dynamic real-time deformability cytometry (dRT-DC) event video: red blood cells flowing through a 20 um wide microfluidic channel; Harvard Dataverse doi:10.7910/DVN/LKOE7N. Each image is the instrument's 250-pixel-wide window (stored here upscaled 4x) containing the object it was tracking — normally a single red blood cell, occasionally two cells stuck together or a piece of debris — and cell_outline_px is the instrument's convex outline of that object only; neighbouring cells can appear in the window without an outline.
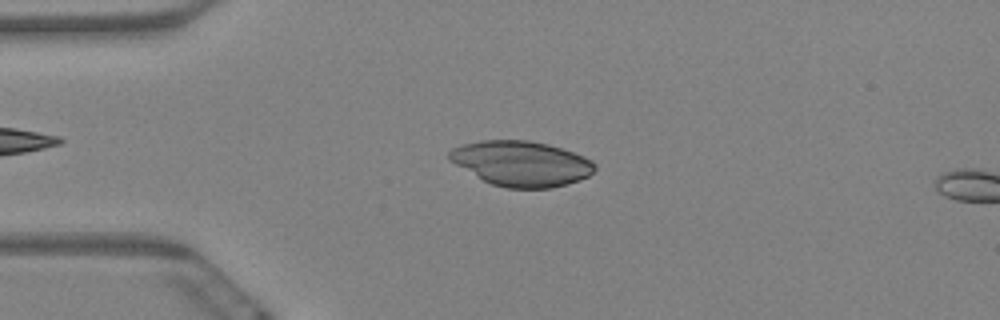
{"species": "Egyptian fruit bat (a non-hibernating species)", "species_latin": "Rousettus aegyptiacus", "temperature_condition": "warm", "stored_images_in_passage": 5, "camera_frame_rate_fps": 3000, "um_per_image_px": 0.085, "animal": {"sex": "female"}, "frame": {"image": 1, "passage_image": 3, "time_ms": 0.667, "image_size_px": [1000, 320], "cell_outline_px": [[596, 168], [588, 176], [580, 180], [568, 184], [552, 188], [504, 188], [492, 184], [484, 180], [448, 160], [448, 152], [452, 148], [460, 144], [480, 140], [528, 140], [548, 144], [584, 156], [592, 160], [596, 164]], "centroid_in_image_um": [44.31, 13.89], "position_along_channel_um": 40.7, "area_um2": 38.38}}